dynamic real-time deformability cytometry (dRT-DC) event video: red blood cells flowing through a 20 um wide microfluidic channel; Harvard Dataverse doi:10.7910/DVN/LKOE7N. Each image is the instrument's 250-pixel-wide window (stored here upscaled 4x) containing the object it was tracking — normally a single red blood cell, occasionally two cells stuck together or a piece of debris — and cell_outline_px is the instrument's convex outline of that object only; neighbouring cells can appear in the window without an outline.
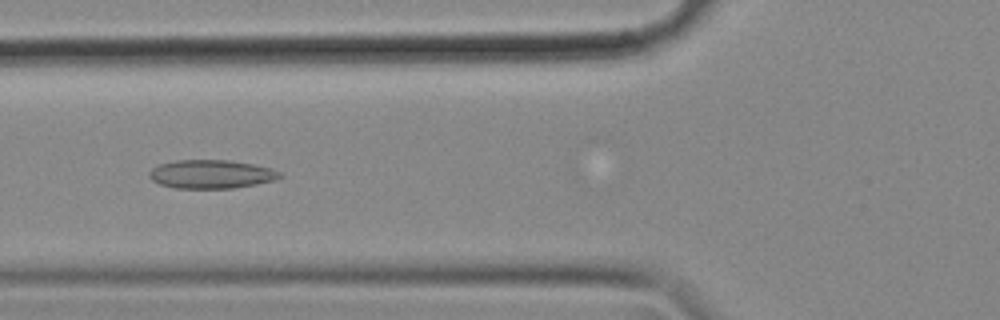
{"species": "common noctule bat (a hibernating species)", "species_latin": "Nyctalus noctula", "temperature_condition": "cold", "stored_images_in_passage": 55, "camera_frame_rate_fps": 3000, "um_per_image_px": 0.085, "animal": {"sex": "female", "body_mass_g": 18.4}, "frame": {"image": 1, "passage_image": 20, "time_ms": 6.333, "image_size_px": [1000, 320], "cell_outline_px": [[284, 176], [276, 180], [256, 184], [232, 188], [176, 188], [160, 184], [152, 180], [148, 176], [148, 172], [152, 168], [160, 164], [176, 160], [228, 160], [252, 164], [272, 168], [280, 172]], "centroid_in_image_um": [17.97, 14.8], "position_along_channel_um": 107.8, "area_um2": 21.79}}
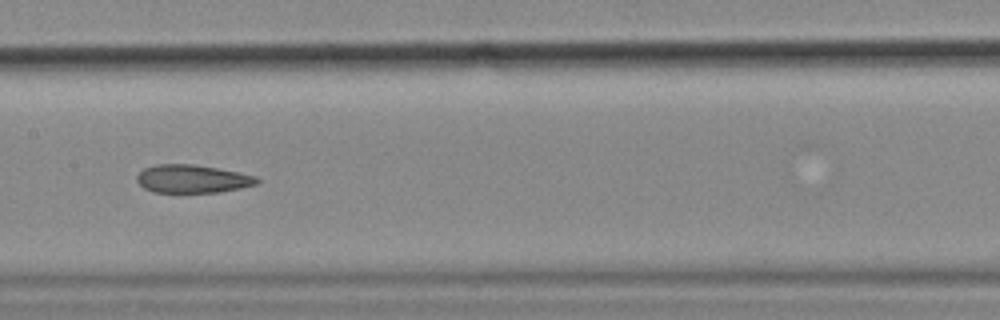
{"frame": {"image": 2, "passage_image": 27, "time_ms": 8.667, "image_size_px": [1000, 320], "cell_outline_px": [[260, 180], [256, 184], [240, 188], [220, 192], [152, 192], [144, 188], [136, 180], [136, 176], [144, 168], [156, 164], [192, 164], [216, 168], [256, 176]], "centroid_in_image_um": [16.32, 15.2], "position_along_channel_um": 191.1, "area_um2": 19.54}}
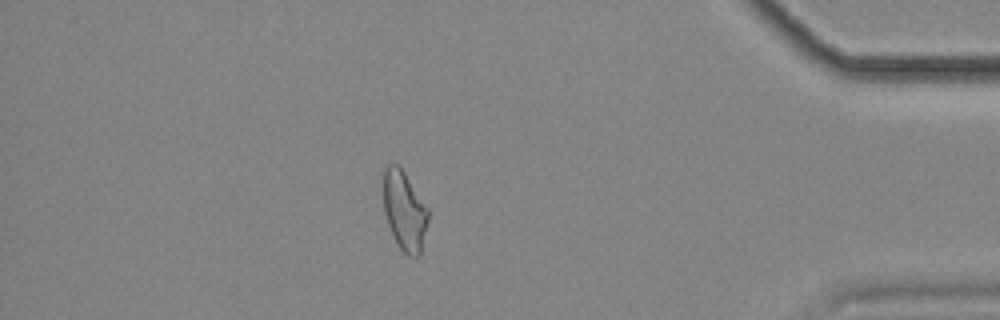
{"frame": {"image": 3, "passage_image": 48, "time_ms": 15.667, "image_size_px": [1000, 320], "cell_outline_px": [[428, 220], [420, 256], [408, 256], [396, 244], [388, 224], [384, 212], [380, 172], [388, 164], [396, 164], [404, 172], [428, 208]], "centroid_in_image_um": [34.32, 17.87], "position_along_channel_um": 400.9, "area_um2": 21.15}, "authors_computed_cell_mechanics": {"area_um2": 21.4438, "velocity_mm_per_s": 3.5624, "shape_relaxation_time_tau1_ms": null, "shape_relaxation_time_tau2_ms": 4.5107, "deformation_change_tau1": null, "deformation_change_tau2": 0.1367}}